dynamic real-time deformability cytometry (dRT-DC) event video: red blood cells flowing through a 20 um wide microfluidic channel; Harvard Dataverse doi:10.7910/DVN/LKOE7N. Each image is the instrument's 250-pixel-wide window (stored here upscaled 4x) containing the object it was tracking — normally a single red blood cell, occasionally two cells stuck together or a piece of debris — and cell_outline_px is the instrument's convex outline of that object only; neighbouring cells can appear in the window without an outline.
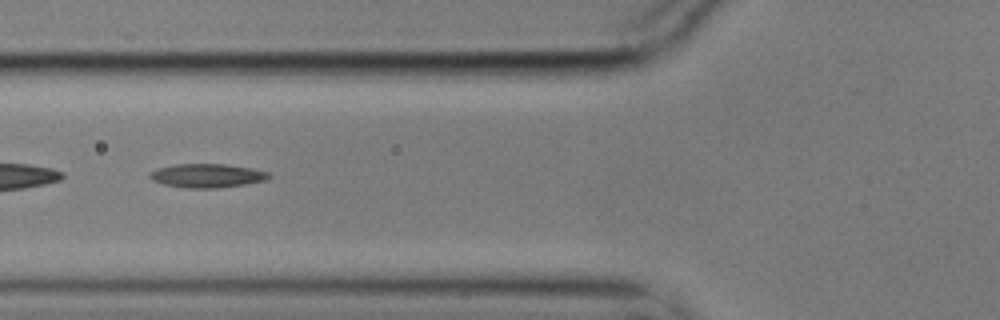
{"species": "common noctule bat (a hibernating species)", "species_latin": "Nyctalus noctula", "temperature_condition": "cold", "stored_images_in_passage": 55, "segment_of_instrument_passage": [2, 2], "camera_frame_rate_fps": 3000, "um_per_image_px": 0.085, "animal": {"sex": "male", "body_mass_g": 17.9}, "frame": {"image": 1, "passage_image": 21, "time_ms": 6.667, "image_size_px": [1000, 320], "cell_outline_px": [[272, 176], [264, 180], [244, 184], [216, 188], [184, 188], [164, 184], [152, 180], [148, 176], [152, 172], [160, 168], [176, 164], [224, 164], [252, 168], [268, 172]], "centroid_in_image_um": [17.61, 14.93], "position_along_channel_um": 108.2, "area_um2": 16.3}}
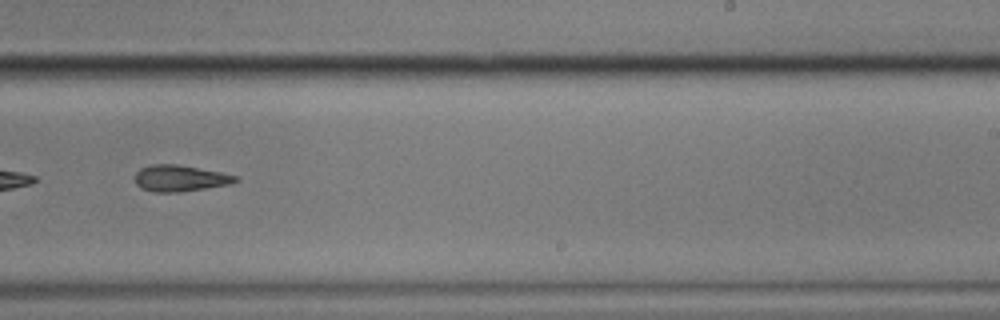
{"frame": {"image": 2, "passage_image": 35, "time_ms": 11.333, "image_size_px": [1000, 320], "cell_outline_px": [[240, 180], [232, 184], [180, 192], [152, 192], [140, 188], [136, 184], [136, 172], [140, 168], [152, 164], [176, 164], [220, 172], [240, 176]], "centroid_in_image_um": [15.33, 15.16], "position_along_channel_um": 273.7, "area_um2": 15.55}}
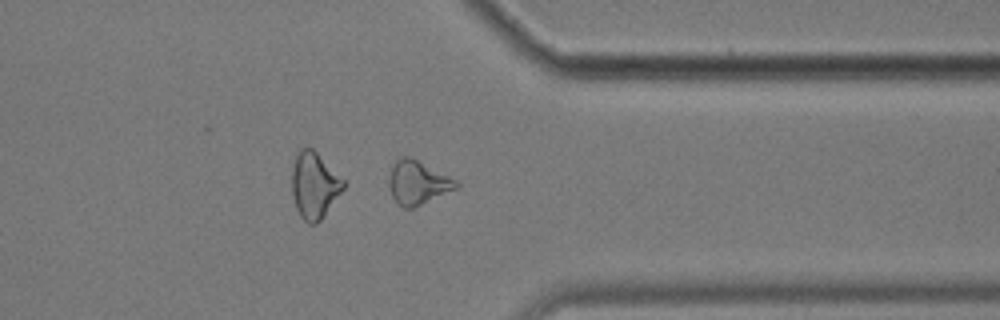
{"frame": {"image": 3, "passage_image": 44, "time_ms": 14.333, "image_size_px": [1000, 320], "cell_outline_px": [[460, 184], [456, 188], [412, 208], [404, 208], [396, 204], [392, 196], [388, 184], [388, 180], [392, 164], [400, 156], [408, 156], [456, 180]], "centroid_in_image_um": [35.44, 15.52], "position_along_channel_um": 376.0, "area_um2": 16.76}}